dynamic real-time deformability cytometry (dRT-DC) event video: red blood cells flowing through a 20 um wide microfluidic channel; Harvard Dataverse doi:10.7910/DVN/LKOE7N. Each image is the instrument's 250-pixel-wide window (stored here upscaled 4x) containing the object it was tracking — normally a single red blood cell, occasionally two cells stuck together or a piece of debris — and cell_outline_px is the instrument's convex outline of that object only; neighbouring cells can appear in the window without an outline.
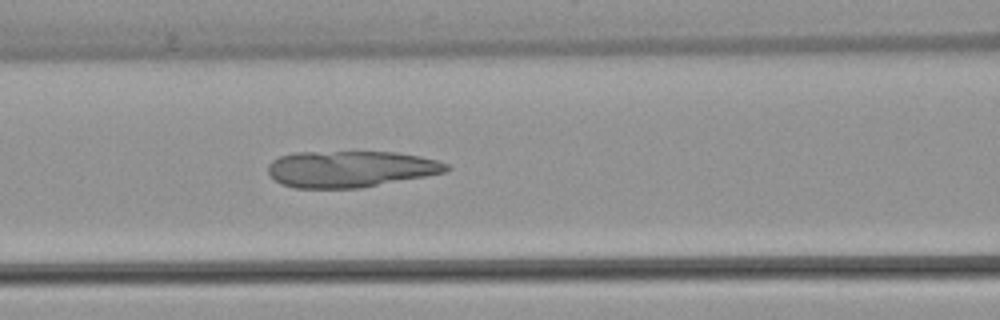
{"species": "common noctule bat (a hibernating species)", "species_latin": "Nyctalus noctula", "temperature_condition": "warm", "stored_images_in_passage": 50, "camera_frame_rate_fps": 3000, "um_per_image_px": 0.085, "animal": {"sex": "female", "body_mass_g": 22.7, "forearm_length_mm": 54.2}, "frame": {"image": 1, "passage_image": 21, "time_ms": 6.667, "image_size_px": [1000, 320], "cell_outline_px": [[452, 168], [444, 172], [424, 176], [360, 188], [296, 188], [280, 184], [268, 172], [268, 164], [272, 160], [280, 156], [292, 152], [396, 152], [420, 156], [436, 160], [448, 164]], "centroid_in_image_um": [29.76, 14.36], "position_along_channel_um": 136.8, "area_um2": 37.8}}
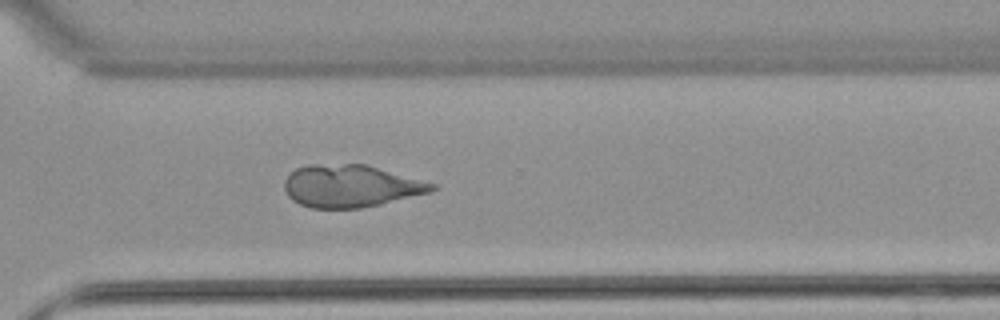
{"frame": {"image": 2, "passage_image": 36, "time_ms": 11.667, "image_size_px": [1000, 320], "cell_outline_px": [[440, 188], [432, 192], [380, 204], [360, 208], [312, 208], [300, 204], [292, 200], [288, 196], [284, 188], [284, 180], [296, 168], [308, 164], [368, 164], [436, 184]], "centroid_in_image_um": [29.84, 15.8], "position_along_channel_um": 340.8, "area_um2": 36.65}}
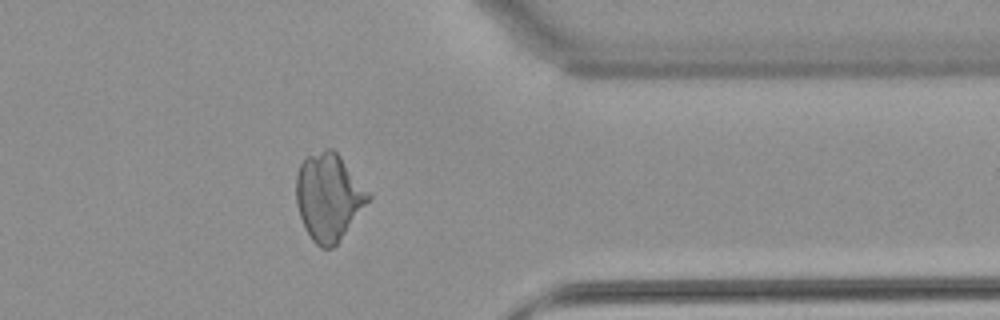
{"frame": {"image": 3, "passage_image": 40, "time_ms": 13.0, "image_size_px": [1000, 320], "cell_outline_px": [[372, 196], [336, 244], [332, 248], [320, 248], [312, 240], [304, 228], [296, 204], [296, 176], [300, 164], [308, 156], [328, 148], [332, 148], [340, 156]], "centroid_in_image_um": [27.9, 16.75], "position_along_channel_um": 383.5, "area_um2": 36.07}}